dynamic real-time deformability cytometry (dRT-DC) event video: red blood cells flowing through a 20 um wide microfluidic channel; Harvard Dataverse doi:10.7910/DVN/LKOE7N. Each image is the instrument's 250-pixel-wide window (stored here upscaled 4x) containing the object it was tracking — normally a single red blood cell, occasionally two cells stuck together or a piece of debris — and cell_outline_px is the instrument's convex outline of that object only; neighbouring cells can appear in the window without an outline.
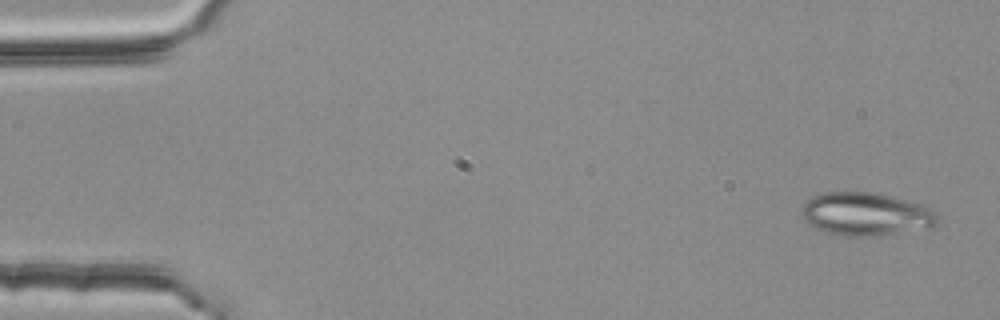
{"species": "common noctule bat (a hibernating species)", "species_latin": "Nyctalus noctula", "temperature_condition": "room temperature", "stored_images_in_passage": 3, "camera_frame_rate_fps": 3000, "um_per_image_px": 0.085, "animal": {"sex": "female", "body_mass_g": 25.1}, "frame": {"image": 1, "passage_image": 1, "time_ms": 0.0, "image_size_px": [1000, 320], "cell_outline_px": [[940, 220], [936, 224], [928, 228], [880, 236], [848, 236], [824, 232], [808, 224], [804, 220], [800, 212], [804, 204], [812, 196], [824, 192], [876, 192], [892, 196], [920, 204], [936, 212]], "centroid_in_image_um": [73.59, 18.2], "position_along_channel_um": 11.4, "area_um2": 34.39}}